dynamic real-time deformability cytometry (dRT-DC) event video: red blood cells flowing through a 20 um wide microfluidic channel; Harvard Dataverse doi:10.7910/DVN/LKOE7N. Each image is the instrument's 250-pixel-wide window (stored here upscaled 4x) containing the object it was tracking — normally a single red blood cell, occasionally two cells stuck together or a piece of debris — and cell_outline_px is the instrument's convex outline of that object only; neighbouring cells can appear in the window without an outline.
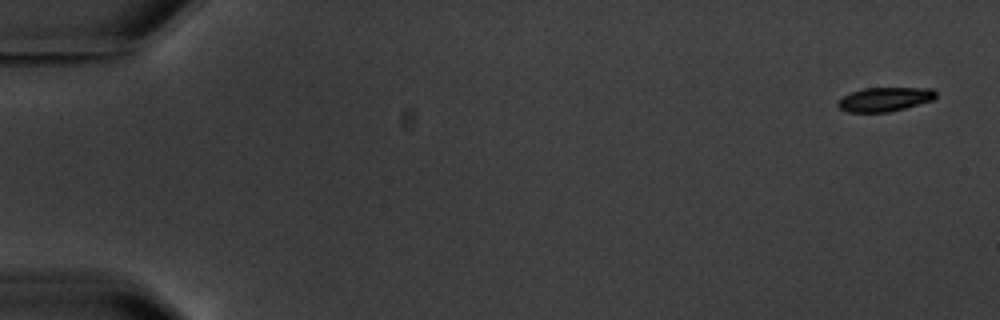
{"species": "common noctule bat (a hibernating species)", "species_latin": "Nyctalus noctula", "temperature_condition": "warm", "stored_images_in_passage": 6, "camera_frame_rate_fps": 3000, "um_per_image_px": 0.085, "animal": {"sex": "male", "body_mass_g": 20.1, "forearm_length_mm": 53.5}, "frame": {"image": 1, "passage_image": 1, "time_ms": 0.0, "image_size_px": [1000, 320], "cell_outline_px": [[936, 96], [932, 100], [904, 108], [888, 112], [848, 112], [840, 108], [836, 104], [844, 96], [852, 92], [864, 88], [932, 88], [936, 92]], "centroid_in_image_um": [75.21, 8.44], "position_along_channel_um": 9.8, "area_um2": 13.53}}
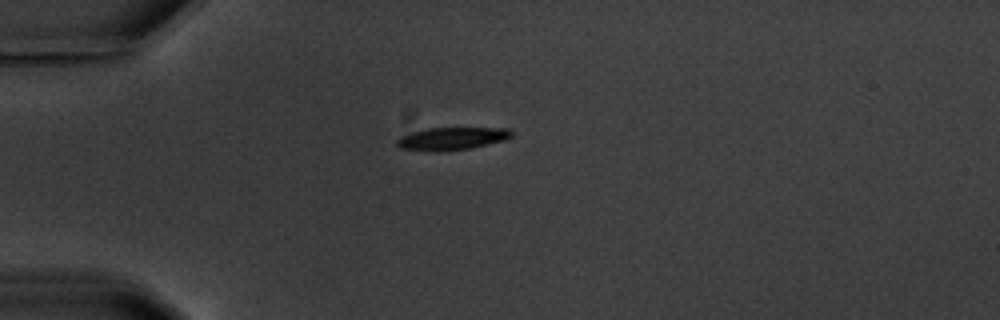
{"frame": {"image": 2, "passage_image": 5, "time_ms": 4.667, "image_size_px": [1000, 320], "cell_outline_px": [[512, 136], [504, 140], [468, 148], [436, 152], [400, 148], [396, 144], [396, 140], [400, 136], [424, 128], [508, 128], [512, 132]], "centroid_in_image_um": [38.35, 11.77], "position_along_channel_um": 46.6, "area_um2": 15.03}}